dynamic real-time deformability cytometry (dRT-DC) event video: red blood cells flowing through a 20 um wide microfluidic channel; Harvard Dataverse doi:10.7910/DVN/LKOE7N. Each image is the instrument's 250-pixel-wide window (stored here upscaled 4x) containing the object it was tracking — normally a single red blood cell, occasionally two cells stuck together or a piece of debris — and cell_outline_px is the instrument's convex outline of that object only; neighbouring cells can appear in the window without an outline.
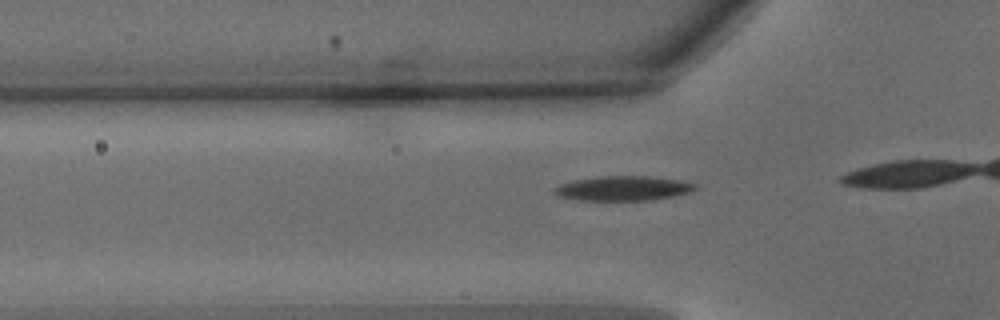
{"species": "common noctule bat (a hibernating species)", "species_latin": "Nyctalus noctula", "temperature_condition": "warm", "stored_images_in_passage": 10, "camera_frame_rate_fps": 3000, "um_per_image_px": 0.085, "animal": {"sex": "male", "body_mass_g": 15.6}, "frame": {"image": 1, "passage_image": 5, "time_ms": 1.333, "image_size_px": [1000, 320], "cell_outline_px": [[696, 188], [688, 192], [672, 196], [648, 200], [580, 200], [560, 196], [552, 192], [552, 188], [560, 184], [576, 180], [596, 176], [648, 176], [680, 180], [696, 184]], "centroid_in_image_um": [52.92, 16.0], "position_along_channel_um": 72.9, "area_um2": 20.0}}
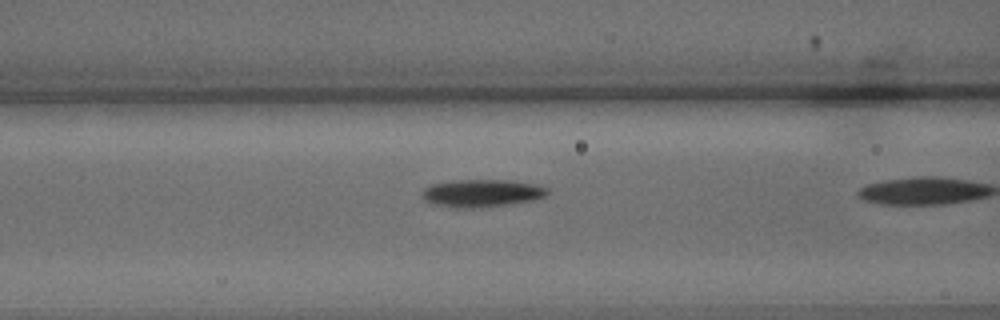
{"frame": {"image": 2, "passage_image": 9, "time_ms": 2.667, "image_size_px": [1000, 320], "cell_outline_px": [[548, 192], [544, 196], [532, 200], [504, 204], [472, 208], [456, 208], [436, 204], [424, 200], [420, 196], [420, 192], [424, 188], [432, 184], [456, 180], [512, 180], [536, 184], [548, 188]], "centroid_in_image_um": [40.91, 16.4], "position_along_channel_um": 125.7, "area_um2": 20.0}}